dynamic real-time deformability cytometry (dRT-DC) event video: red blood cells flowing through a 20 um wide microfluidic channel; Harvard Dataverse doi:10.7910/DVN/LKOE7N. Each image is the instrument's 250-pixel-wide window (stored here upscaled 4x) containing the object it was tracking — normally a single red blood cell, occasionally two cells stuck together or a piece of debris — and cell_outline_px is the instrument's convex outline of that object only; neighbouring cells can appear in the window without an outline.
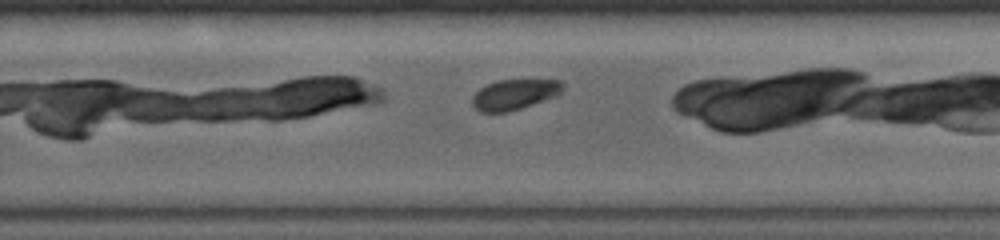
{"species": "common noctule bat (a hibernating species)", "species_latin": "Nyctalus noctula", "temperature_condition": "warm", "stored_images_in_passage": 24, "camera_frame_rate_fps": 5000, "um_per_image_px": 0.085, "animal": {"sex": "female", "body_mass_g": 19.0, "forearm_length_mm": 56.7}, "frame": {"image": 1, "passage_image": 14, "time_ms": 5.8, "image_size_px": [1000, 240], "cell_outline_px": [[564, 88], [560, 96], [508, 112], [480, 112], [472, 104], [472, 96], [480, 88], [488, 84], [500, 80], [564, 80]], "centroid_in_image_um": [43.8, 8.03], "position_along_channel_um": 286.0, "area_um2": 16.24}}